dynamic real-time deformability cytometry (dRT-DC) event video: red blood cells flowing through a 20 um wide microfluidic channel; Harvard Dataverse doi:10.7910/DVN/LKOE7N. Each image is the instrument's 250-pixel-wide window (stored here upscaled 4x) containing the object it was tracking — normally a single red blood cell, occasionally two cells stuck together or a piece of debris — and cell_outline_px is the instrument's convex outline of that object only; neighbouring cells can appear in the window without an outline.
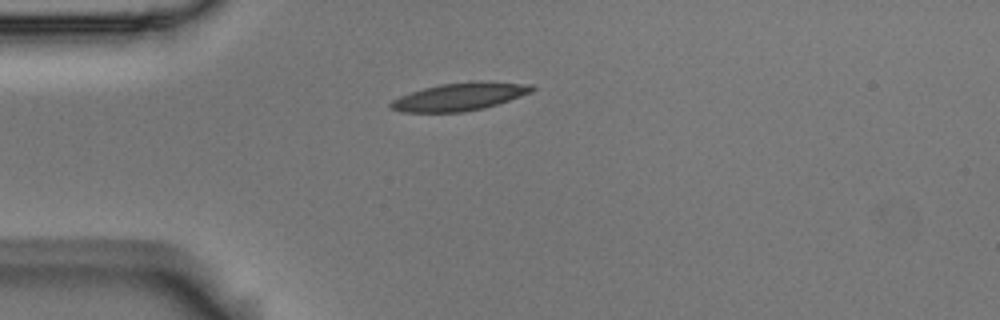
{"species": "Egyptian fruit bat (a non-hibernating species)", "species_latin": "Rousettus aegyptiacus", "temperature_condition": "room temperature", "stored_images_in_passage": 2, "camera_frame_rate_fps": 3000, "um_per_image_px": 0.085, "animal": {"sex": "male"}, "frame": {"image": 1, "passage_image": 2, "time_ms": 0.333, "image_size_px": [1000, 320], "cell_outline_px": [[536, 88], [532, 92], [484, 108], [464, 112], [400, 112], [392, 108], [388, 104], [392, 100], [400, 96], [424, 88], [440, 84], [472, 80], [480, 80], [532, 84]], "centroid_in_image_um": [39.09, 8.2], "position_along_channel_um": 45.9, "area_um2": 23.0}}